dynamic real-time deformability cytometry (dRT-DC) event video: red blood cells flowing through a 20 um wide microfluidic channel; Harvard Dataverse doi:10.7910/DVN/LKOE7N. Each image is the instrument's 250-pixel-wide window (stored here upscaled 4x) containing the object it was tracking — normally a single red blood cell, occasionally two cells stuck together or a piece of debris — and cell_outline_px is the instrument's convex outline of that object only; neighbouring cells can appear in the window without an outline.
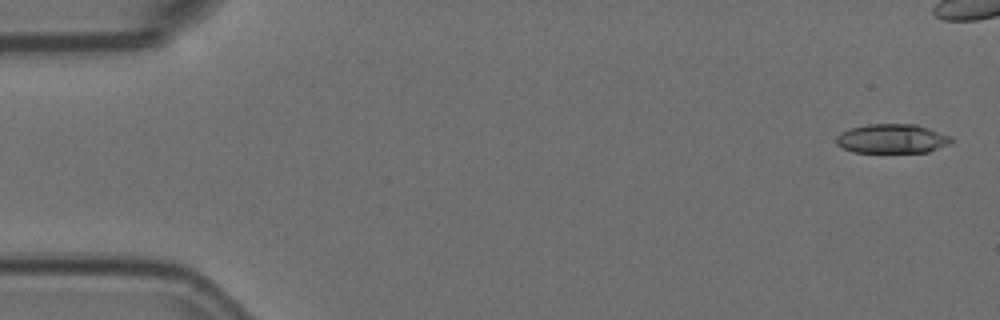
{"species": "Egyptian fruit bat (a non-hibernating species)", "species_latin": "Rousettus aegyptiacus", "temperature_condition": "room temperature", "stored_images_in_passage": 12, "camera_frame_rate_fps": 3000, "um_per_image_px": 0.085, "animal": {"sex": "female"}, "frame": {"image": 1, "passage_image": 1, "time_ms": 0.0, "image_size_px": [1000, 320], "cell_outline_px": [[956, 140], [948, 144], [928, 152], [852, 152], [836, 144], [836, 136], [840, 132], [848, 128], [868, 124], [916, 124], [952, 136]], "centroid_in_image_um": [75.82, 11.78], "position_along_channel_um": 9.2, "area_um2": 19.77}}
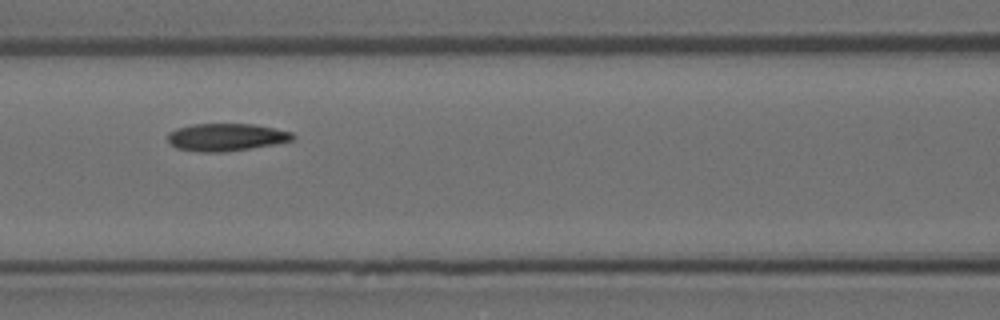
{"frame": {"image": 2, "passage_image": 8, "time_ms": 2.333, "image_size_px": [1000, 320], "cell_outline_px": [[296, 136], [292, 140], [272, 144], [224, 152], [200, 152], [176, 148], [168, 140], [168, 132], [176, 128], [192, 124], [252, 124], [292, 132]], "centroid_in_image_um": [19.18, 11.65], "position_along_channel_um": 147.4, "area_um2": 19.83}}
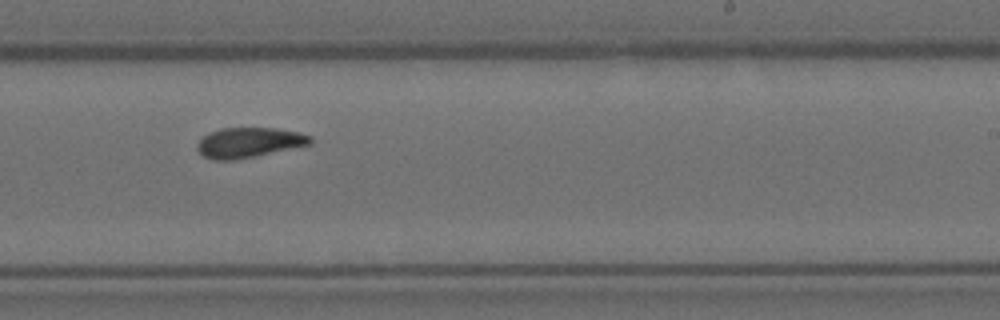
{"frame": {"image": 3, "passage_image": 11, "time_ms": 3.333, "image_size_px": [1000, 320], "cell_outline_px": [[312, 144], [236, 160], [212, 160], [204, 156], [196, 148], [196, 144], [204, 136], [220, 128], [276, 128], [300, 132], [312, 136]], "centroid_in_image_um": [21.18, 12.11], "position_along_channel_um": 267.8, "area_um2": 19.83}}